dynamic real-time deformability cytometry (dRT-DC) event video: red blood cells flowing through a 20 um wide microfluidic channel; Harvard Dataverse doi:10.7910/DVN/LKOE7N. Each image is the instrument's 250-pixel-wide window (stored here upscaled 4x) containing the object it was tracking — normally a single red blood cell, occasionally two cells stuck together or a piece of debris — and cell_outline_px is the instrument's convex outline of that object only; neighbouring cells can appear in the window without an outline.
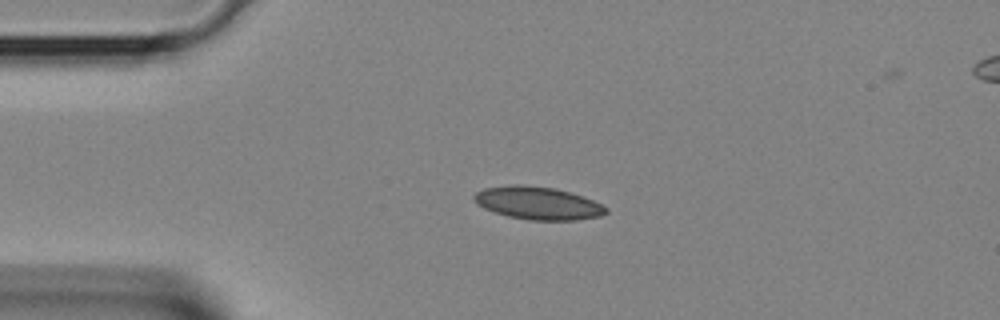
{"species": "Egyptian fruit bat (a non-hibernating species)", "species_latin": "Rousettus aegyptiacus", "temperature_condition": "room temperature", "stored_images_in_passage": 30, "camera_frame_rate_fps": 3000, "um_per_image_px": 0.085, "animal": {"sex": "female"}, "frame": {"image": 1, "passage_image": 1, "time_ms": 0.0, "image_size_px": [1000, 320], "cell_outline_px": [[608, 212], [600, 216], [576, 220], [528, 220], [508, 216], [484, 208], [476, 204], [472, 196], [476, 192], [484, 188], [516, 184], [520, 184], [556, 188], [592, 200], [608, 208]], "centroid_in_image_um": [45.69, 17.26], "position_along_channel_um": 39.3, "area_um2": 25.09}}
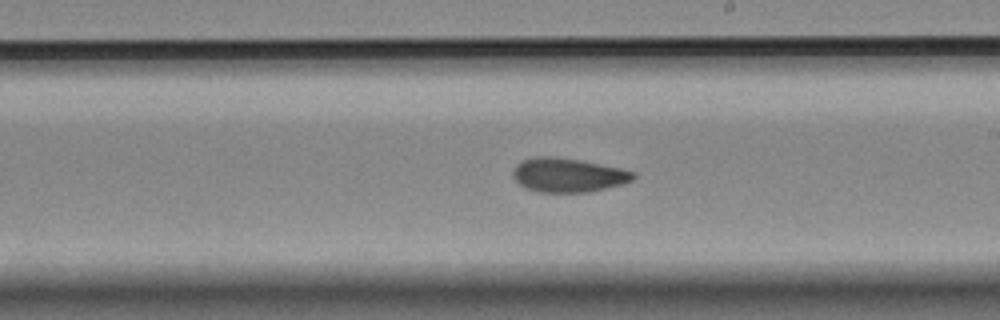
{"frame": {"image": 2, "passage_image": 14, "time_ms": 4.333, "image_size_px": [1000, 320], "cell_outline_px": [[636, 176], [632, 180], [620, 184], [588, 192], [536, 192], [524, 188], [512, 176], [512, 172], [516, 164], [520, 160], [536, 156], [552, 156], [580, 160], [620, 168], [636, 172]], "centroid_in_image_um": [48.23, 14.87], "position_along_channel_um": 240.8, "area_um2": 23.93}}
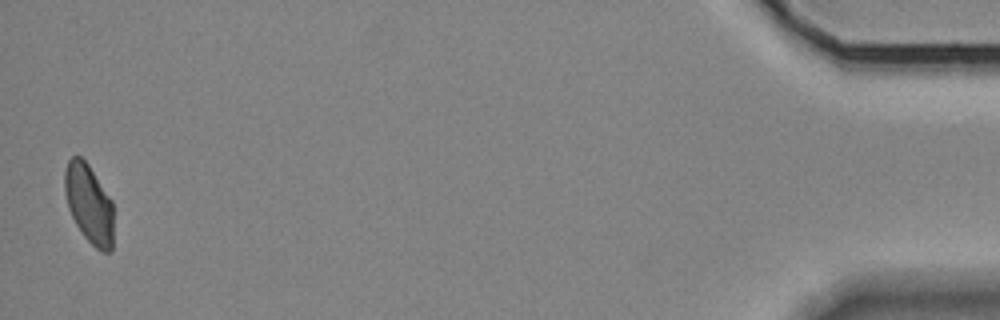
{"frame": {"image": 3, "passage_image": 30, "time_ms": 9.667, "image_size_px": [1000, 320], "cell_outline_px": [[112, 252], [100, 252], [84, 236], [76, 224], [68, 208], [64, 188], [64, 172], [68, 160], [72, 156], [80, 156], [88, 164], [112, 200]], "centroid_in_image_um": [7.55, 17.32], "position_along_channel_um": 427.6, "area_um2": 22.37}}